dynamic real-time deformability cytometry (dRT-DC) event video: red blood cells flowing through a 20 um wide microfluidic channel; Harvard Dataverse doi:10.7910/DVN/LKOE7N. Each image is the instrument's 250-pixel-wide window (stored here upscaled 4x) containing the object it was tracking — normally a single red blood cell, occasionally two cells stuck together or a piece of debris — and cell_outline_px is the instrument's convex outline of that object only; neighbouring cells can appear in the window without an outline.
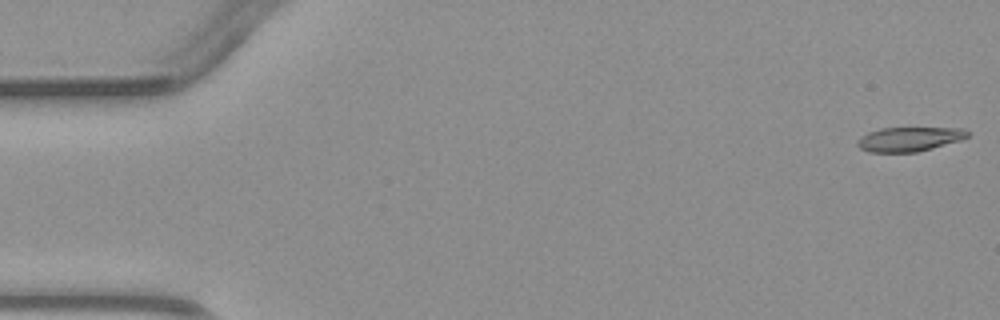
{"species": "common noctule bat (a hibernating species)", "species_latin": "Nyctalus noctula", "temperature_condition": "warm", "stored_images_in_passage": 5, "camera_frame_rate_fps": 3000, "um_per_image_px": 0.085, "animal": {"sex": "male", "body_mass_g": 23.1, "forearm_length_mm": 52.7}, "frame": {"image": 1, "passage_image": 1, "time_ms": 0.0, "image_size_px": [1000, 320], "cell_outline_px": [[968, 136], [960, 140], [932, 148], [916, 152], [868, 152], [860, 148], [856, 144], [856, 140], [860, 136], [868, 132], [880, 128], [964, 128], [968, 132]], "centroid_in_image_um": [77.23, 11.82], "position_along_channel_um": 7.8, "area_um2": 15.61}}
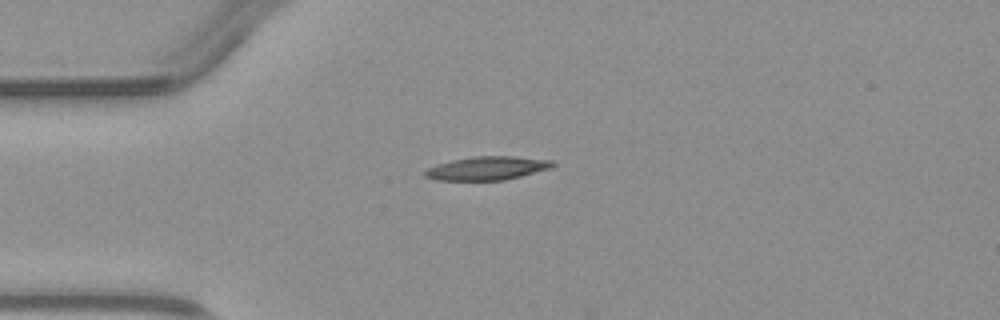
{"frame": {"image": 2, "passage_image": 4, "time_ms": 3.667, "image_size_px": [1000, 320], "cell_outline_px": [[556, 164], [552, 168], [504, 180], [436, 180], [424, 176], [424, 172], [428, 168], [436, 164], [452, 160], [476, 156], [516, 156], [552, 160]], "centroid_in_image_um": [41.43, 14.29], "position_along_channel_um": 43.6, "area_um2": 17.51}}